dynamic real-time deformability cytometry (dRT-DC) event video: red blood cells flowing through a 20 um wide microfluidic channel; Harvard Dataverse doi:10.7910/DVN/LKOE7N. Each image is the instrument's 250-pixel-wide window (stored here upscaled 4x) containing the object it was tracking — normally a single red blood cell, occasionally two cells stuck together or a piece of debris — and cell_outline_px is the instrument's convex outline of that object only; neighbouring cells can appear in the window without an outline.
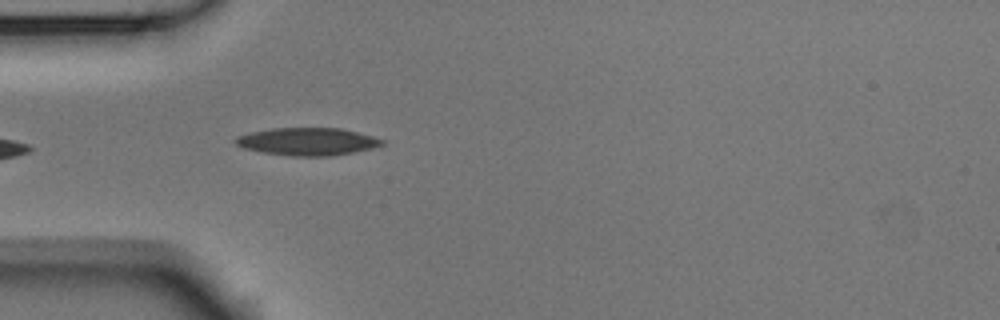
{"species": "Egyptian fruit bat (a non-hibernating species)", "species_latin": "Rousettus aegyptiacus", "temperature_condition": "room temperature", "stored_images_in_passage": 5, "camera_frame_rate_fps": 3000, "um_per_image_px": 0.085, "animal": {"sex": "male"}, "frame": {"image": 1, "passage_image": 5, "time_ms": 1.333, "image_size_px": [1000, 320], "cell_outline_px": [[384, 144], [372, 148], [352, 152], [328, 156], [292, 156], [264, 152], [244, 148], [236, 144], [232, 140], [236, 136], [252, 132], [272, 128], [340, 128], [372, 136], [384, 140]], "centroid_in_image_um": [26.11, 12.03], "position_along_channel_um": 58.9, "area_um2": 23.35}}